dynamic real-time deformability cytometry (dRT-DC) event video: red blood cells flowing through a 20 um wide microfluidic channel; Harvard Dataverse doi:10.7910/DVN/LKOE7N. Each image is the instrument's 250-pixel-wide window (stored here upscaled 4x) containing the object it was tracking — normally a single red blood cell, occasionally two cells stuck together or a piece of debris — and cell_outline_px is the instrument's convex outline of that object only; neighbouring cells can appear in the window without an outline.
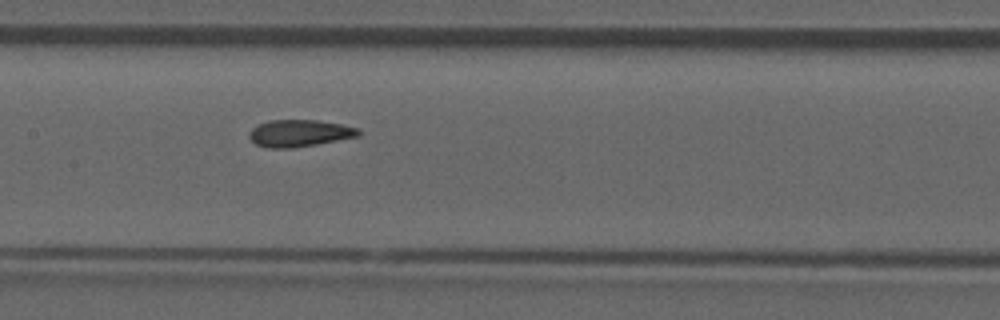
{"species": "common noctule bat (a hibernating species)", "species_latin": "Nyctalus noctula", "temperature_condition": "room temperature", "stored_images_in_passage": 36, "camera_frame_rate_fps": 3000, "um_per_image_px": 0.085, "animal": {"sex": "male", "forearm_length_mm": 52.5}, "frame": {"image": 1, "passage_image": 11, "time_ms": 3.333, "image_size_px": [1000, 320], "cell_outline_px": [[360, 132], [356, 136], [316, 144], [292, 148], [268, 148], [256, 144], [248, 136], [248, 132], [252, 128], [268, 120], [316, 120], [340, 124], [360, 128]], "centroid_in_image_um": [25.41, 11.32], "position_along_channel_um": 182.0, "area_um2": 16.99}, "authors_computed_cell_mechanics": {"area_um2": 16.9065, "velocity_mm_per_s": 3.8801, "shape_relaxation_time_tau1_ms": null, "shape_relaxation_time_tau2_ms": 1.748, "deformation_change_tau1": null, "deformation_change_tau2": 0.0927}}